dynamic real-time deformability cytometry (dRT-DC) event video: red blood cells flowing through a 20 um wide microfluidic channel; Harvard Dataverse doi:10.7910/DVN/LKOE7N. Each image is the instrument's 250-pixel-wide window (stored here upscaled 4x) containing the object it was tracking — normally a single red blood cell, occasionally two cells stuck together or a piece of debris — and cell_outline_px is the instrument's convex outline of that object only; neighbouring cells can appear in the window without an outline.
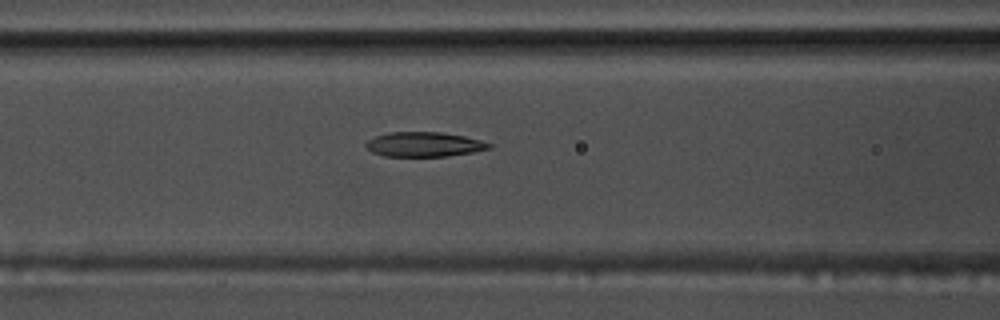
{"species": "common noctule bat (a hibernating species)", "species_latin": "Nyctalus noctula", "temperature_condition": "warm", "stored_images_in_passage": 38, "camera_frame_rate_fps": 3000, "um_per_image_px": 0.085, "animal": {"sex": "male", "body_mass_g": 17.5, "forearm_length_mm": 52.3}, "frame": {"image": 1, "passage_image": 9, "time_ms": 2.667, "image_size_px": [1000, 320], "cell_outline_px": [[492, 148], [472, 152], [444, 156], [384, 156], [372, 152], [364, 144], [368, 140], [376, 136], [388, 132], [440, 132], [464, 136], [480, 140], [492, 144]], "centroid_in_image_um": [36.04, 12.27], "position_along_channel_um": 130.6, "area_um2": 17.57}}
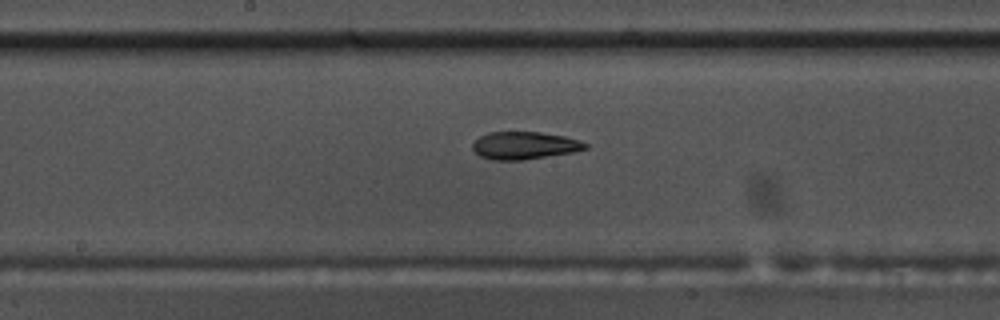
{"frame": {"image": 2, "passage_image": 15, "time_ms": 4.667, "image_size_px": [1000, 320], "cell_outline_px": [[592, 144], [588, 148], [572, 152], [524, 160], [492, 160], [480, 156], [472, 148], [472, 144], [480, 136], [488, 132], [540, 132], [564, 136]], "centroid_in_image_um": [44.6, 12.37], "position_along_channel_um": 203.6, "area_um2": 18.15}}
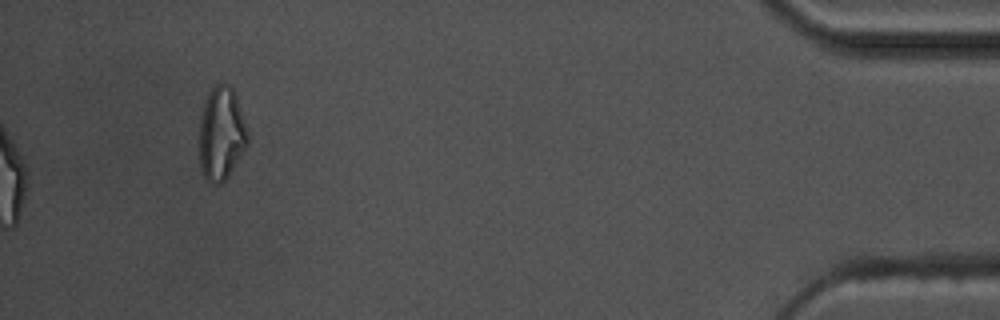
{"frame": {"image": 3, "passage_image": 38, "time_ms": 12.333, "image_size_px": [1000, 320], "cell_outline_px": [[248, 144], [228, 176], [220, 184], [208, 184], [200, 168], [200, 116], [208, 92], [216, 84], [224, 80], [232, 88], [236, 96], [248, 136]], "centroid_in_image_um": [18.79, 11.36], "position_along_channel_um": 416.4, "area_um2": 26.24}, "authors_computed_cell_mechanics": {"area_um2": 18.4093, "velocity_mm_per_s": 3.6694, "shape_relaxation_time_tau1_ms": 9.7993, "shape_relaxation_time_tau2_ms": 3.9459, "deformation_change_tau1": 0.2515, "deformation_change_tau2": 0.101}}